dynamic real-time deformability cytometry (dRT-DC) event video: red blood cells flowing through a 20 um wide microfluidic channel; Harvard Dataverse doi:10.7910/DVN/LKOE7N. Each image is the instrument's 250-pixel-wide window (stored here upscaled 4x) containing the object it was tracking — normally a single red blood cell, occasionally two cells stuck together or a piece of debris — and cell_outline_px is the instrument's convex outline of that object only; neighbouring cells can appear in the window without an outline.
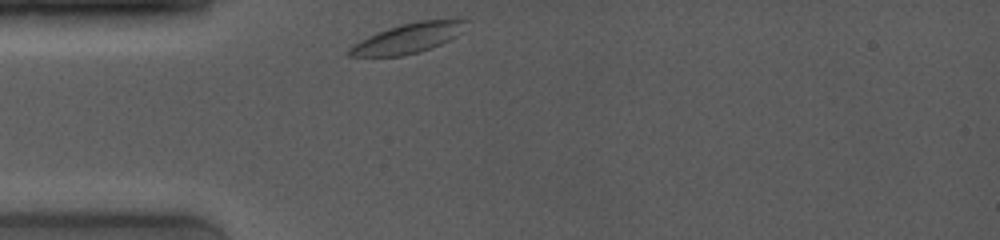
{"species": "common noctule bat (a hibernating species)", "species_latin": "Nyctalus noctula", "temperature_condition": "room temperature", "stored_images_in_passage": 42, "camera_frame_rate_fps": 4000, "um_per_image_px": 0.085, "animal": {"sex": "female", "body_mass_g": 19.0, "forearm_length_mm": 53.3}, "frame": {"image": 1, "passage_image": 1, "time_ms": 0.0, "image_size_px": [1000, 240], "cell_outline_px": [[468, 20], [464, 32], [432, 48], [420, 52], [404, 56], [348, 56], [344, 52], [348, 48], [360, 40], [368, 36], [388, 28], [400, 24], [420, 20]], "centroid_in_image_um": [34.66, 3.26], "position_along_channel_um": 50.3, "area_um2": 20.35}}
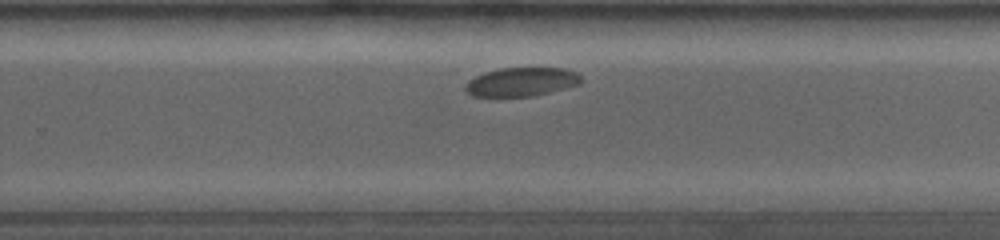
{"frame": {"image": 2, "passage_image": 28, "time_ms": 6.75, "image_size_px": [1000, 240], "cell_outline_px": [[580, 84], [532, 96], [472, 96], [464, 88], [468, 80], [476, 76], [500, 68], [564, 68], [576, 72], [580, 76]], "centroid_in_image_um": [44.32, 6.95], "position_along_channel_um": 285.5, "area_um2": 19.07}}
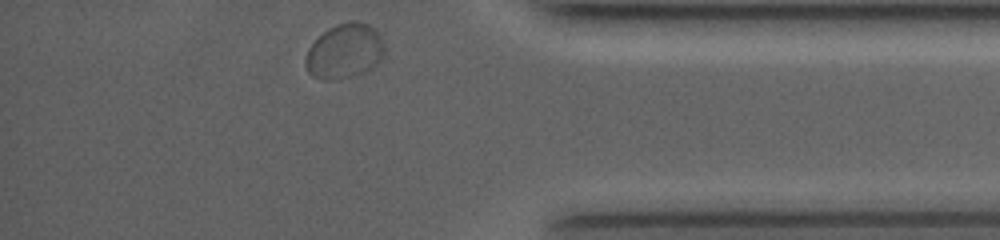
{"frame": {"image": 3, "passage_image": 42, "time_ms": 10.25, "image_size_px": [1000, 240], "cell_outline_px": [[384, 56], [372, 68], [364, 72], [352, 76], [328, 80], [324, 80], [312, 76], [308, 72], [304, 64], [304, 56], [308, 48], [328, 28], [336, 24], [352, 20], [356, 20], [368, 24], [380, 36], [384, 52]], "centroid_in_image_um": [29.25, 4.35], "position_along_channel_um": 405.9, "area_um2": 25.14}}